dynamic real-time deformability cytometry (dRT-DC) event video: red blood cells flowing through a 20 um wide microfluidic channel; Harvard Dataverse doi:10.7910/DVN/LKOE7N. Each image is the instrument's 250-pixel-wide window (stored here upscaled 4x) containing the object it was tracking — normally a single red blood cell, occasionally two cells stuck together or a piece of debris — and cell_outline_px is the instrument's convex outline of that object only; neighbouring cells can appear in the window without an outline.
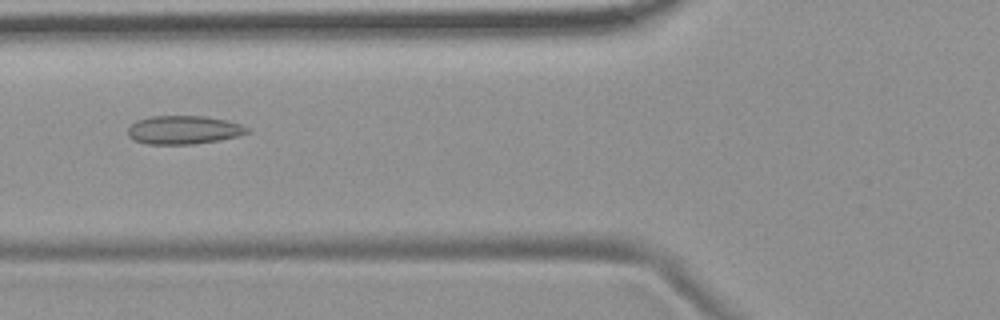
{"species": "common noctule bat (a hibernating species)", "species_latin": "Nyctalus noctula", "temperature_condition": "room temperature", "stored_images_in_passage": 8, "camera_frame_rate_fps": 3000, "um_per_image_px": 0.085, "animal": {"sex": "female", "body_mass_g": 19.9}, "frame": {"image": 1, "passage_image": 6, "time_ms": 5.667, "image_size_px": [1000, 320], "cell_outline_px": [[248, 132], [236, 136], [220, 140], [192, 144], [148, 144], [132, 140], [128, 136], [128, 128], [136, 120], [152, 116], [204, 116], [224, 120], [240, 124], [248, 128]], "centroid_in_image_um": [15.56, 11.04], "position_along_channel_um": 110.2, "area_um2": 19.65}}
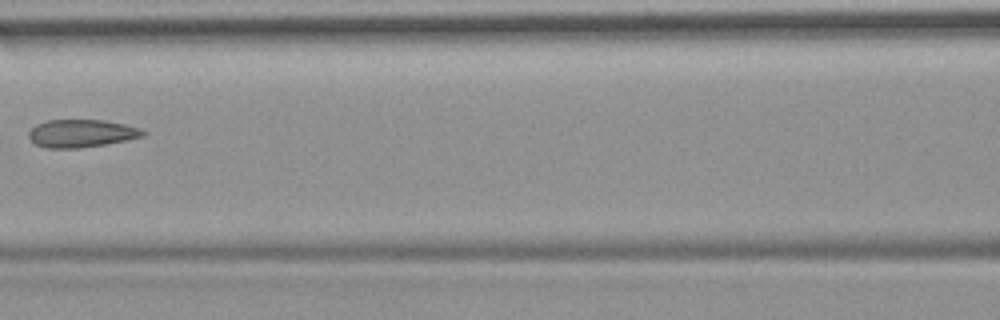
{"frame": {"image": 2, "passage_image": 7, "time_ms": 7.0, "image_size_px": [1000, 320], "cell_outline_px": [[148, 132], [144, 136], [128, 140], [80, 148], [44, 148], [36, 144], [28, 136], [28, 132], [36, 124], [48, 120], [104, 120], [124, 124], [140, 128]], "centroid_in_image_um": [6.94, 11.34], "position_along_channel_um": 159.7, "area_um2": 18.55}}
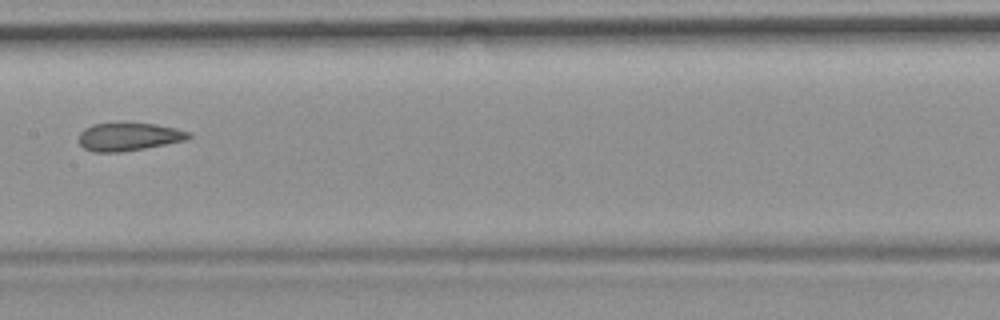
{"frame": {"image": 3, "passage_image": 8, "time_ms": 8.0, "image_size_px": [1000, 320], "cell_outline_px": [[192, 136], [188, 140], [124, 152], [92, 152], [84, 148], [80, 144], [80, 132], [84, 128], [92, 124], [156, 124], [176, 128], [192, 132]], "centroid_in_image_um": [10.99, 11.64], "position_along_channel_um": 196.4, "area_um2": 17.92}}